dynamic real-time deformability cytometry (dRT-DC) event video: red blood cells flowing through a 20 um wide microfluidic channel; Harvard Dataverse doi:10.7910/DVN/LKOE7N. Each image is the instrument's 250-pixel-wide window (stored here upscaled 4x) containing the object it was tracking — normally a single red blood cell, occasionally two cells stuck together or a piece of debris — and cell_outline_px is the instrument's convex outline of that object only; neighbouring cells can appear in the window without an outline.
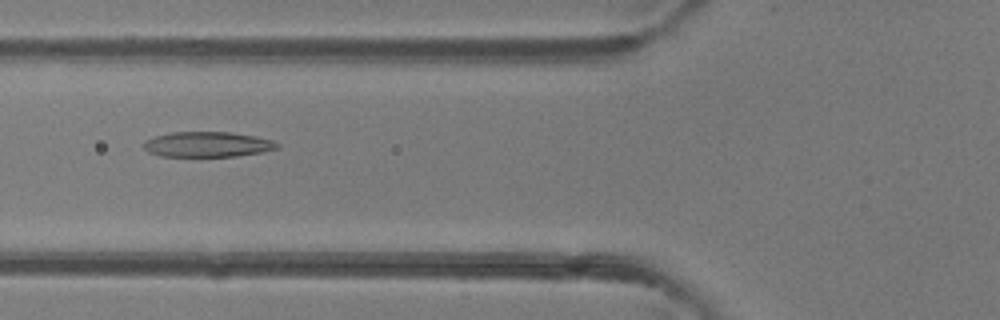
{"species": "common noctule bat (a hibernating species)", "species_latin": "Nyctalus noctula", "temperature_condition": "room temperature", "stored_images_in_passage": 47, "camera_frame_rate_fps": 3000, "um_per_image_px": 0.085, "animal": {"sex": "female"}, "frame": {"image": 1, "passage_image": 18, "time_ms": 5.667, "image_size_px": [1000, 320], "cell_outline_px": [[280, 148], [264, 152], [236, 156], [160, 156], [148, 152], [144, 148], [144, 140], [156, 136], [172, 132], [232, 132], [256, 136], [272, 140], [280, 144]], "centroid_in_image_um": [17.68, 12.27], "position_along_channel_um": 108.1, "area_um2": 19.77}}
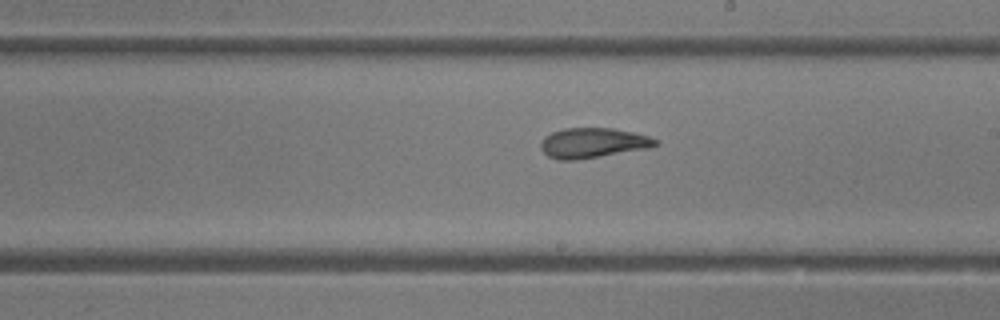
{"frame": {"image": 2, "passage_image": 27, "time_ms": 8.667, "image_size_px": [1000, 320], "cell_outline_px": [[660, 144], [648, 148], [576, 160], [556, 160], [548, 156], [540, 148], [540, 140], [544, 136], [552, 132], [564, 128], [612, 128], [632, 132], [648, 136], [660, 140]], "centroid_in_image_um": [50.37, 12.14], "position_along_channel_um": 238.6, "area_um2": 20.17}}
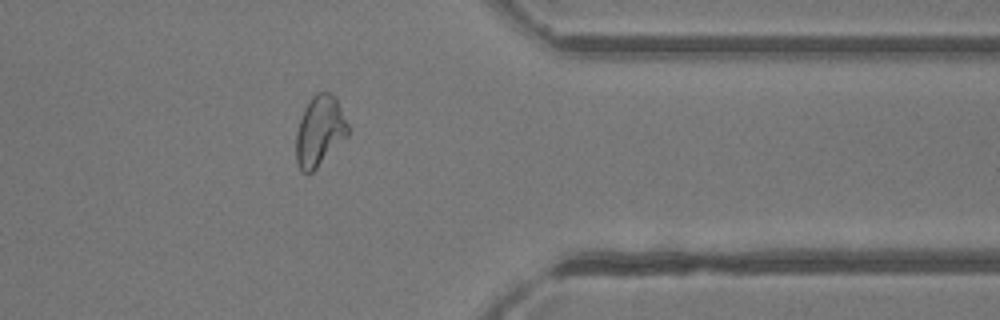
{"frame": {"image": 3, "passage_image": 38, "time_ms": 12.333, "image_size_px": [1000, 320], "cell_outline_px": [[348, 136], [312, 172], [304, 172], [300, 168], [296, 160], [296, 132], [304, 108], [312, 96], [316, 92], [328, 92], [336, 96], [348, 124]], "centroid_in_image_um": [27.18, 11.1], "position_along_channel_um": 384.2, "area_um2": 21.15}, "authors_computed_cell_mechanics": {"area_um2": 21.8484, "velocity_mm_per_s": 4.3372, "shape_relaxation_time_tau1_ms": 6.7498, "shape_relaxation_time_tau2_ms": 2.6232, "deformation_change_tau1": 0.202, "deformation_change_tau2": 0.1205}}